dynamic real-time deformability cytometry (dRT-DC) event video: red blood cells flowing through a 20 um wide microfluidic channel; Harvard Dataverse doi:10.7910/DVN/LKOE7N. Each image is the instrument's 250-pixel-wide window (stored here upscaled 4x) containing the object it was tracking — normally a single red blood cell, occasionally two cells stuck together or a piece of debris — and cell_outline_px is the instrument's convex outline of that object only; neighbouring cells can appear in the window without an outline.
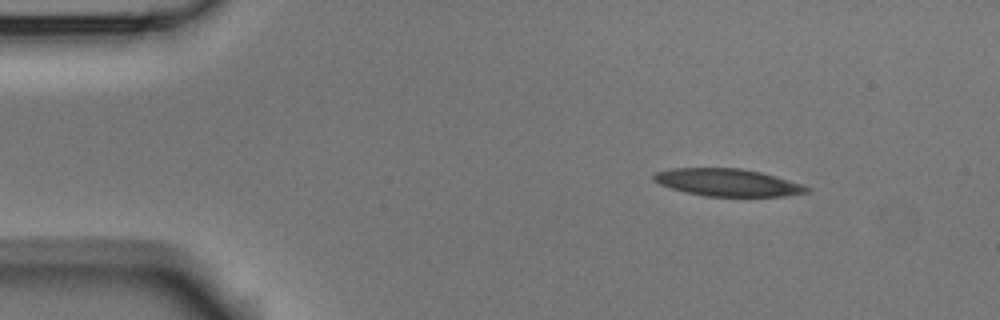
{"species": "Egyptian fruit bat (a non-hibernating species)", "species_latin": "Rousettus aegyptiacus", "temperature_condition": "room temperature", "stored_images_in_passage": 3, "camera_frame_rate_fps": 3000, "um_per_image_px": 0.085, "animal": {"sex": "male"}, "frame": {"image": 1, "passage_image": 1, "time_ms": 0.0, "image_size_px": [1000, 320], "cell_outline_px": [[812, 192], [784, 196], [704, 196], [672, 188], [660, 184], [652, 180], [652, 176], [656, 172], [672, 168], [740, 168], [760, 172], [776, 176], [804, 184], [812, 188]], "centroid_in_image_um": [61.91, 15.51], "position_along_channel_um": 23.1, "area_um2": 24.51}}